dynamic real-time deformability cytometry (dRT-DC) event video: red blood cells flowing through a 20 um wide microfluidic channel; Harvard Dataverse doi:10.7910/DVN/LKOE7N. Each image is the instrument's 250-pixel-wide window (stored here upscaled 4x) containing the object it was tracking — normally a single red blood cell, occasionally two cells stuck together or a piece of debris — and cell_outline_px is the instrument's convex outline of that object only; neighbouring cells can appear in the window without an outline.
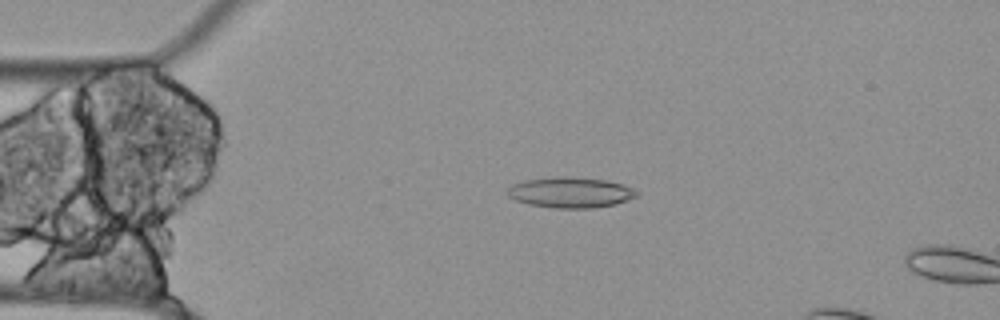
{"species": "Egyptian fruit bat (a non-hibernating species)", "species_latin": "Rousettus aegyptiacus", "temperature_condition": "cold", "stored_images_in_passage": 4, "camera_frame_rate_fps": 3000, "um_per_image_px": 0.085, "animal": {"sex": "female"}, "frame": {"image": 1, "passage_image": 2, "time_ms": 0.333, "image_size_px": [1000, 320], "cell_outline_px": [[636, 196], [628, 200], [616, 204], [592, 208], [552, 208], [528, 204], [516, 200], [508, 196], [504, 192], [512, 184], [524, 180], [604, 180], [624, 184], [632, 188], [636, 192]], "centroid_in_image_um": [48.47, 16.43], "position_along_channel_um": 36.5, "area_um2": 21.85}}